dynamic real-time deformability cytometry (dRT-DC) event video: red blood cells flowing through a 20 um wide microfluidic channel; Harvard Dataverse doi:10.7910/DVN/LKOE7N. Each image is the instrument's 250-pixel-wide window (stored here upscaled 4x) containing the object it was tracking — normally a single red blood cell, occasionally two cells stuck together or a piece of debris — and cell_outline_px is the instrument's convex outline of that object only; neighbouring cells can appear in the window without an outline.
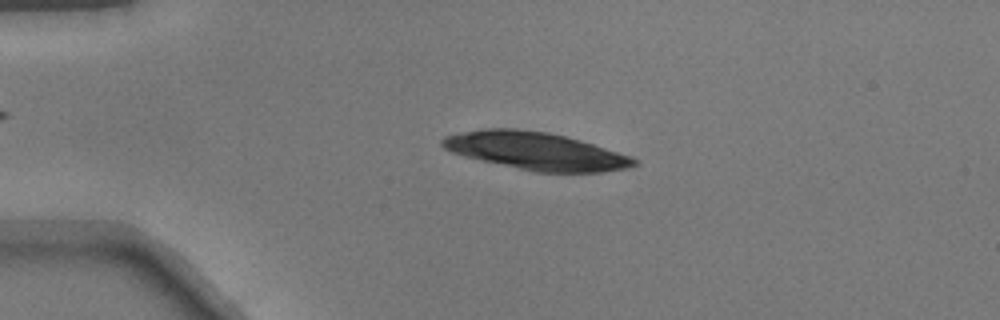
{"species": "common noctule bat (a hibernating species)", "species_latin": "Nyctalus noctula", "temperature_condition": "warm", "stored_images_in_passage": 49, "camera_frame_rate_fps": 3000, "um_per_image_px": 0.085, "animal": {"sex": "male", "body_mass_g": 17.9}, "frame": {"image": 1, "passage_image": 11, "time_ms": 3.333, "image_size_px": [1000, 320], "cell_outline_px": [[640, 164], [628, 168], [600, 172], [536, 172], [480, 160], [464, 156], [452, 152], [444, 148], [440, 144], [440, 140], [444, 136], [460, 132], [484, 128], [516, 128], [548, 132], [580, 140], [632, 156], [640, 160]], "centroid_in_image_um": [45.55, 12.83], "position_along_channel_um": 39.4, "area_um2": 42.14}}